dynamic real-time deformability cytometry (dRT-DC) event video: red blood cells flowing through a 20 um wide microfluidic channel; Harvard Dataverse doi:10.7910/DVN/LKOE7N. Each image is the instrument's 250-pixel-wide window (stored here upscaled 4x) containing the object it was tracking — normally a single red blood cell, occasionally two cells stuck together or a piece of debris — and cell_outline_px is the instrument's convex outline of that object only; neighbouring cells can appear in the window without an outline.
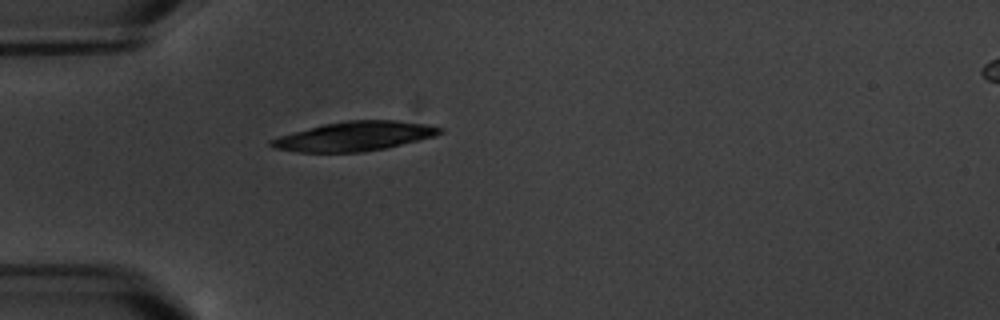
{"species": "common noctule bat (a hibernating species)", "species_latin": "Nyctalus noctula", "temperature_condition": "warm", "stored_images_in_passage": 1, "camera_frame_rate_fps": 3000, "um_per_image_px": 0.085, "animal": {"sex": "male", "body_mass_g": 20.1, "forearm_length_mm": 53.5}, "frame": {"image": 1, "passage_image": 1, "time_ms": 0.0, "image_size_px": [1000, 320], "cell_outline_px": [[444, 132], [436, 136], [384, 148], [360, 152], [300, 152], [276, 148], [268, 144], [268, 140], [280, 136], [324, 124], [348, 120], [396, 120], [428, 124], [444, 128]], "centroid_in_image_um": [30.19, 11.57], "position_along_channel_um": 54.8, "area_um2": 28.61}}